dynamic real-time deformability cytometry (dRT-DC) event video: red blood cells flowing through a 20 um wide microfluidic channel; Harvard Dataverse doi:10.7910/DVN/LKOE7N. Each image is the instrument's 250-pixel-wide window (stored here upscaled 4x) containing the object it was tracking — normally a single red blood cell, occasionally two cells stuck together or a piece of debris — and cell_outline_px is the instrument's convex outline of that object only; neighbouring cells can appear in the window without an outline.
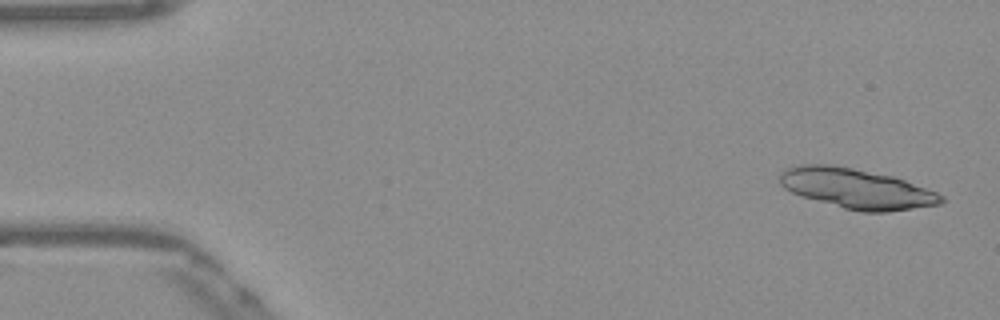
{"species": "Egyptian fruit bat (a non-hibernating species)", "species_latin": "Rousettus aegyptiacus", "temperature_condition": "warm", "stored_images_in_passage": 37, "segment_of_instrument_passage": [1, 2], "camera_frame_rate_fps": 3000, "um_per_image_px": 0.085, "frame": {"image": 1, "passage_image": 2, "time_ms": 0.333, "image_size_px": [1000, 320], "cell_outline_px": [[944, 200], [940, 204], [888, 212], [860, 212], [844, 208], [800, 196], [784, 188], [780, 184], [780, 172], [788, 168], [800, 164], [832, 164], [892, 176], [904, 180], [936, 192], [944, 196]], "centroid_in_image_um": [72.78, 16.03], "position_along_channel_um": 12.2, "area_um2": 37.45}}